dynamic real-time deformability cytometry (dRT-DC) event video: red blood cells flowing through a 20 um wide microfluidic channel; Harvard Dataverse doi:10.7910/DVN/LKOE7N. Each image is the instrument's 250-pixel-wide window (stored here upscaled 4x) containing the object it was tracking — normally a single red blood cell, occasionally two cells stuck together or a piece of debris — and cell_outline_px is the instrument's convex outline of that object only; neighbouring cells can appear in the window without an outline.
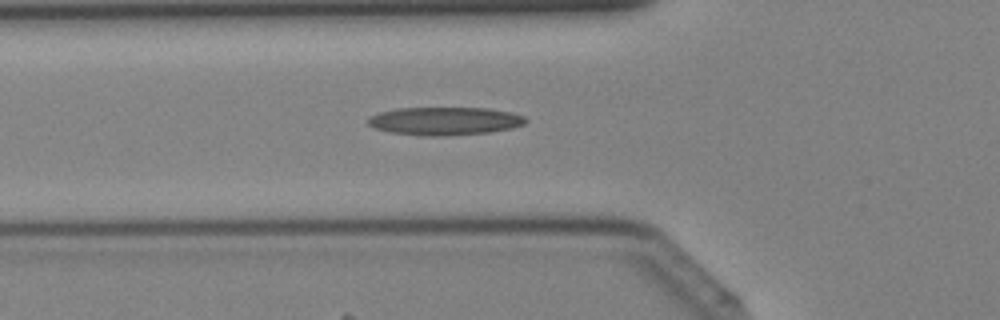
{"species": "Egyptian fruit bat (a non-hibernating species)", "species_latin": "Rousettus aegyptiacus", "temperature_condition": "cold", "stored_images_in_passage": 38, "camera_frame_rate_fps": 3000, "um_per_image_px": 0.085, "animal": {"sex": "female"}, "frame": {"image": 1, "passage_image": 12, "time_ms": 3.667, "image_size_px": [1000, 320], "cell_outline_px": [[528, 120], [524, 124], [512, 128], [488, 132], [448, 136], [428, 136], [392, 132], [372, 128], [368, 124], [368, 116], [380, 112], [396, 108], [488, 108], [512, 112], [524, 116]], "centroid_in_image_um": [37.8, 10.28], "position_along_channel_um": 88.0, "area_um2": 25.89}}
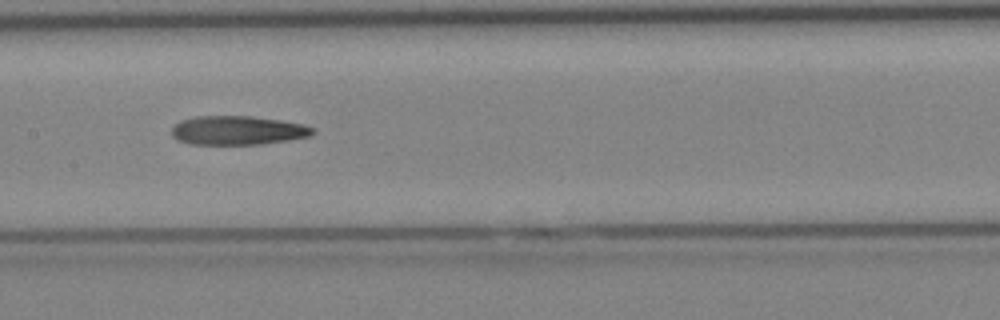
{"frame": {"image": 2, "passage_image": 18, "time_ms": 5.667, "image_size_px": [1000, 320], "cell_outline_px": [[316, 132], [312, 136], [288, 140], [260, 144], [188, 144], [176, 140], [172, 136], [172, 128], [180, 120], [196, 116], [252, 116], [280, 120], [304, 124], [316, 128]], "centroid_in_image_um": [20.23, 11.08], "position_along_channel_um": 187.2, "area_um2": 24.04}}
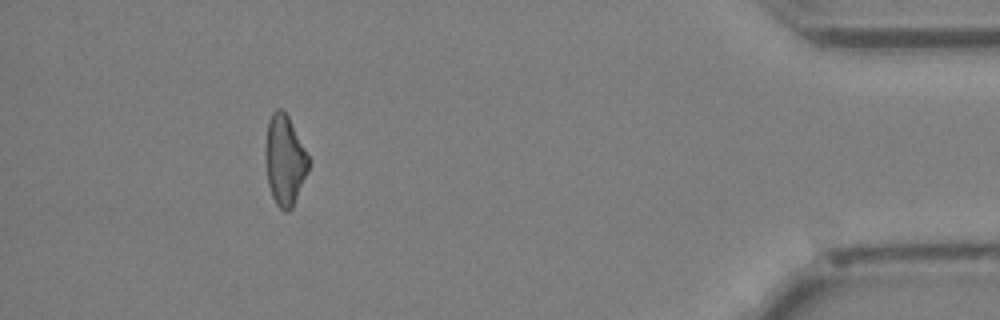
{"frame": {"image": 3, "passage_image": 35, "time_ms": 11.333, "image_size_px": [1000, 320], "cell_outline_px": [[308, 172], [292, 208], [288, 212], [284, 212], [276, 204], [272, 196], [268, 184], [264, 160], [264, 148], [268, 120], [272, 112], [276, 108], [280, 108], [288, 116], [308, 156]], "centroid_in_image_um": [24.16, 13.63], "position_along_channel_um": 411.0, "area_um2": 22.77}}